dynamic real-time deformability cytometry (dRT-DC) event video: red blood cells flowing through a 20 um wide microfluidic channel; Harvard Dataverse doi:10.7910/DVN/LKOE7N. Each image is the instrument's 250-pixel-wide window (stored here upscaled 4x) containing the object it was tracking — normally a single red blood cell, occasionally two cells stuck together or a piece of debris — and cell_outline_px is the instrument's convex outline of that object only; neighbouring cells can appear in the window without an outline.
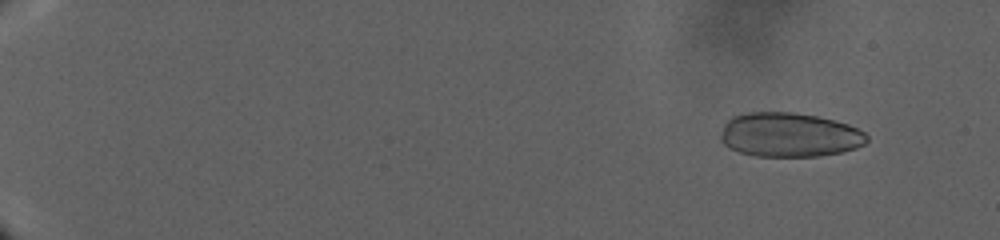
{"species": "human", "species_latin": "Homo sapiens", "temperature_condition": "warm", "stored_images_in_passage": 64, "camera_frame_rate_fps": 3000, "um_per_image_px": 0.085, "donor": {"sex": "male"}, "frame": {"image": 1, "passage_image": 15, "time_ms": 3.0, "image_size_px": [1000, 240], "cell_outline_px": [[868, 140], [864, 144], [856, 148], [840, 152], [820, 156], [756, 156], [740, 152], [728, 148], [720, 140], [720, 132], [724, 124], [732, 116], [748, 112], [792, 112], [816, 116], [848, 124], [864, 132], [868, 136]], "centroid_in_image_um": [67.06, 11.46], "position_along_channel_um": 17.9, "area_um2": 37.8}}